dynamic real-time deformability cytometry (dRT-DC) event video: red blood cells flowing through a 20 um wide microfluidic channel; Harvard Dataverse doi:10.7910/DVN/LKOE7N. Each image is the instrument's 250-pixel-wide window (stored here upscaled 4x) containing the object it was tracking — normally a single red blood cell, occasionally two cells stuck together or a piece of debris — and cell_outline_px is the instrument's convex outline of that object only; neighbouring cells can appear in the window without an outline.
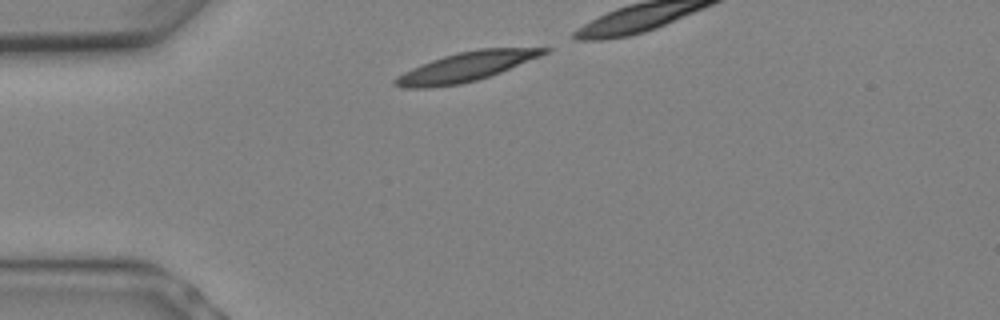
{"species": "Egyptian fruit bat (a non-hibernating species)", "species_latin": "Rousettus aegyptiacus", "temperature_condition": "warm", "stored_images_in_passage": 3, "camera_frame_rate_fps": 3000, "um_per_image_px": 0.085, "animal": {"sex": "female"}, "frame": {"image": 1, "passage_image": 1, "time_ms": 0.0, "image_size_px": [1000, 320], "cell_outline_px": [[552, 48], [548, 52], [540, 56], [500, 72], [476, 80], [460, 84], [432, 88], [404, 88], [392, 84], [392, 80], [396, 76], [420, 64], [444, 56], [460, 52], [480, 48]], "centroid_in_image_um": [39.55, 5.69], "position_along_channel_um": 45.5, "area_um2": 25.14}}